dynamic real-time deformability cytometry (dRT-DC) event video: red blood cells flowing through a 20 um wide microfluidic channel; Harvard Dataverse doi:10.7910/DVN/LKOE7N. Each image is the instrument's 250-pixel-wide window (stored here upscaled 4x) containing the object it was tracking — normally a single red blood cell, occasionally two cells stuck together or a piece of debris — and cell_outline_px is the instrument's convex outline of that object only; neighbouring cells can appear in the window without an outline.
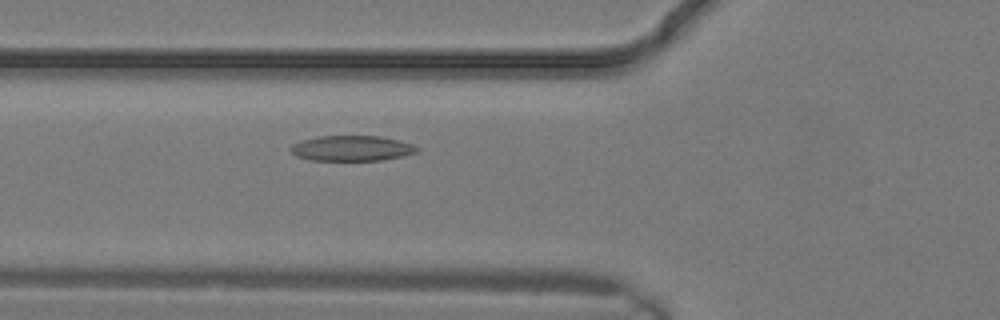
{"species": "common noctule bat (a hibernating species)", "species_latin": "Nyctalus noctula", "temperature_condition": "warm", "stored_images_in_passage": 5, "camera_frame_rate_fps": 3000, "um_per_image_px": 0.085, "animal": {"sex": "male", "body_mass_g": 19.2, "forearm_length_mm": 51.8}, "frame": {"image": 1, "passage_image": 4, "time_ms": 1.0, "image_size_px": [1000, 320], "cell_outline_px": [[420, 148], [416, 152], [400, 156], [380, 160], [308, 160], [296, 156], [288, 148], [292, 144], [300, 140], [316, 136], [380, 136], [412, 144]], "centroid_in_image_um": [29.82, 12.6], "position_along_channel_um": 96.0, "area_um2": 18.61}}